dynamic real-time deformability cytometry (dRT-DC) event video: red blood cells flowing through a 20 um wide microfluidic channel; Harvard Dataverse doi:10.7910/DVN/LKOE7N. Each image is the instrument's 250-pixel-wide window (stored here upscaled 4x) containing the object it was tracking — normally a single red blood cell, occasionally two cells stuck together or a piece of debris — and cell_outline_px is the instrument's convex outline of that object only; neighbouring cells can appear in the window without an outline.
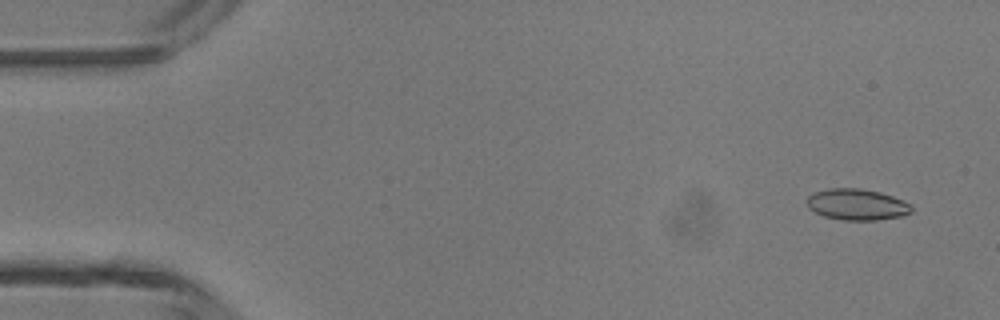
{"species": "common noctule bat (a hibernating species)", "species_latin": "Nyctalus noctula", "temperature_condition": "room temperature", "stored_images_in_passage": 47, "camera_frame_rate_fps": 3000, "um_per_image_px": 0.085, "animal": {"sex": "male", "body_mass_g": 13.3}, "frame": {"image": 1, "passage_image": 3, "time_ms": 0.667, "image_size_px": [1000, 320], "cell_outline_px": [[912, 212], [904, 216], [876, 220], [844, 220], [824, 216], [808, 208], [808, 196], [812, 192], [828, 188], [860, 188], [880, 192], [892, 196], [912, 204]], "centroid_in_image_um": [72.86, 17.38], "position_along_channel_um": 12.1, "area_um2": 19.13}}
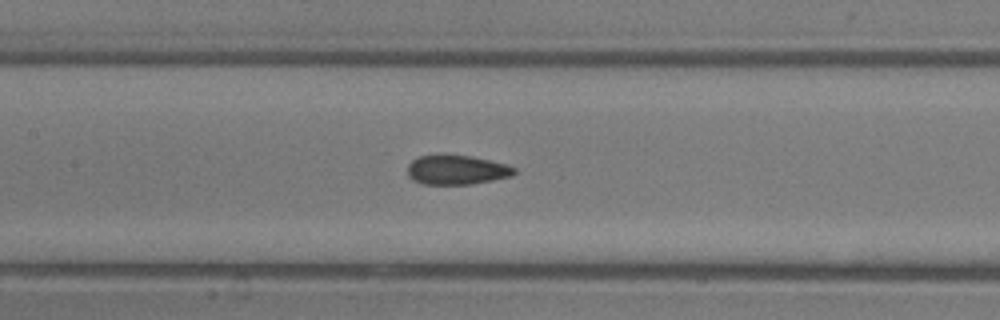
{"frame": {"image": 2, "passage_image": 22, "time_ms": 7.0, "image_size_px": [1000, 320], "cell_outline_px": [[516, 172], [512, 176], [472, 184], [424, 184], [412, 180], [408, 176], [408, 164], [412, 160], [420, 156], [472, 156], [508, 164], [516, 168]], "centroid_in_image_um": [38.85, 14.45], "position_along_channel_um": 168.6, "area_um2": 18.15}}
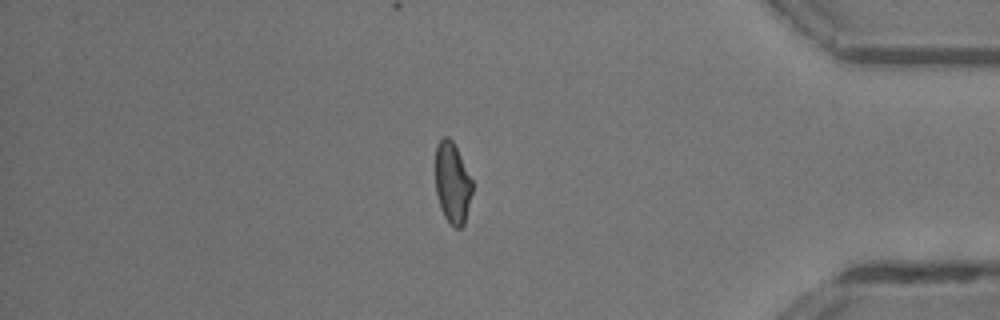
{"frame": {"image": 3, "passage_image": 40, "time_ms": 13.0, "image_size_px": [1000, 320], "cell_outline_px": [[472, 192], [464, 224], [460, 228], [456, 228], [444, 216], [440, 208], [436, 192], [436, 144], [444, 136], [448, 136], [452, 140], [472, 180]], "centroid_in_image_um": [38.44, 15.54], "position_along_channel_um": 396.8, "area_um2": 17.17}, "authors_computed_cell_mechanics": {"area_um2": 18.496, "velocity_mm_per_s": 4.3865, "shape_relaxation_time_tau1_ms": 11.166, "shape_relaxation_time_tau2_ms": 1.0868, "deformation_change_tau1": 0.2344, "deformation_change_tau2": 0.0568}}